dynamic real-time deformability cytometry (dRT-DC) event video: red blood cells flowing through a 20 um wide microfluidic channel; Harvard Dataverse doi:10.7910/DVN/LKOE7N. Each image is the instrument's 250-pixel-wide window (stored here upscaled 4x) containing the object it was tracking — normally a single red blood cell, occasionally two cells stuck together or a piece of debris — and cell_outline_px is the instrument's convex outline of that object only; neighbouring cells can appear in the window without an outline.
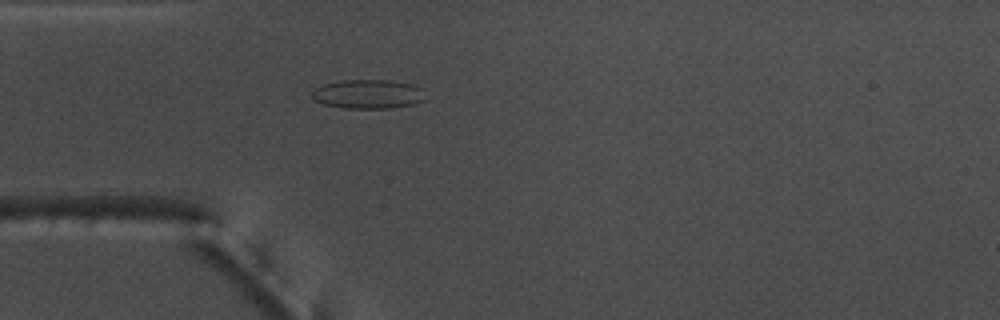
{"species": "common noctule bat (a hibernating species)", "species_latin": "Nyctalus noctula", "temperature_condition": "warm", "stored_images_in_passage": 53, "camera_frame_rate_fps": 3000, "um_per_image_px": 0.085, "animal": {"sex": "male", "body_mass_g": 17.5, "forearm_length_mm": 52.3}, "frame": {"image": 1, "passage_image": 15, "time_ms": 4.667, "image_size_px": [1000, 320], "cell_outline_px": [[428, 100], [412, 104], [388, 108], [344, 108], [324, 104], [316, 100], [312, 96], [312, 92], [316, 88], [324, 84], [340, 80], [388, 80], [412, 84], [424, 88]], "centroid_in_image_um": [31.37, 7.99], "position_along_channel_um": 53.6, "area_um2": 19.36}}
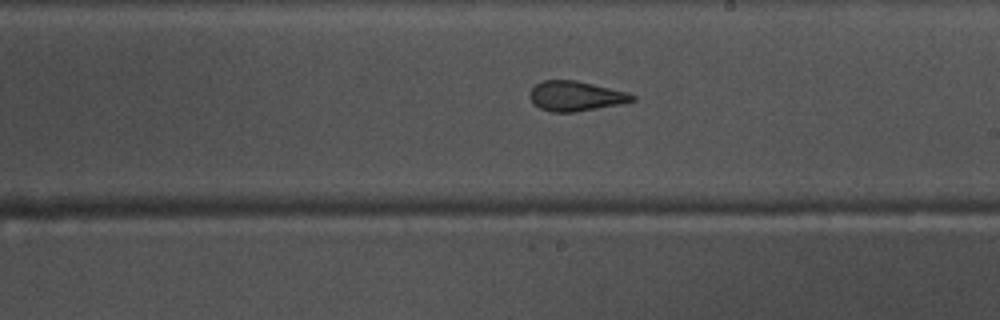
{"frame": {"image": 2, "passage_image": 30, "time_ms": 9.667, "image_size_px": [1000, 320], "cell_outline_px": [[636, 100], [620, 104], [572, 112], [552, 112], [540, 108], [532, 104], [528, 96], [532, 88], [536, 84], [544, 80], [576, 80], [628, 92], [636, 96]], "centroid_in_image_um": [48.91, 8.16], "position_along_channel_um": 240.1, "area_um2": 17.86}}
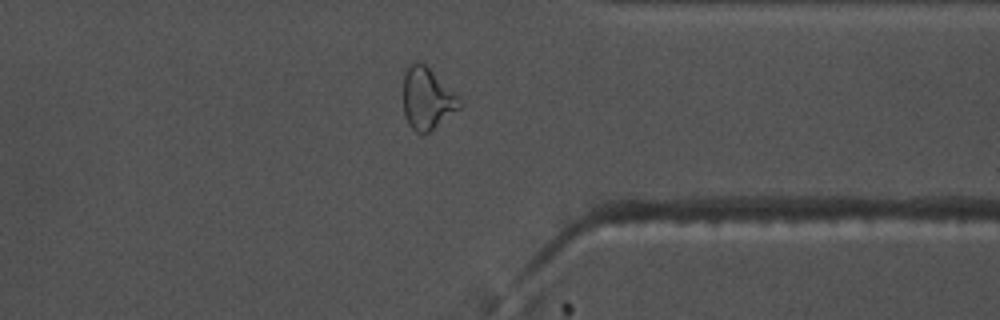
{"frame": {"image": 3, "passage_image": 41, "time_ms": 13.333, "image_size_px": [1000, 320], "cell_outline_px": [[464, 104], [460, 108], [428, 132], [416, 132], [408, 124], [404, 112], [404, 72], [408, 64], [416, 60], [420, 60], [460, 96], [464, 100]], "centroid_in_image_um": [36.33, 8.33], "position_along_channel_um": 375.1, "area_um2": 20.4}, "authors_computed_cell_mechanics": {"area_um2": 19.7676, "velocity_mm_per_s": 3.8403, "shape_relaxation_time_tau1_ms": null, "shape_relaxation_time_tau2_ms": 1.3367, "deformation_change_tau1": null, "deformation_change_tau2": 0.0961}}